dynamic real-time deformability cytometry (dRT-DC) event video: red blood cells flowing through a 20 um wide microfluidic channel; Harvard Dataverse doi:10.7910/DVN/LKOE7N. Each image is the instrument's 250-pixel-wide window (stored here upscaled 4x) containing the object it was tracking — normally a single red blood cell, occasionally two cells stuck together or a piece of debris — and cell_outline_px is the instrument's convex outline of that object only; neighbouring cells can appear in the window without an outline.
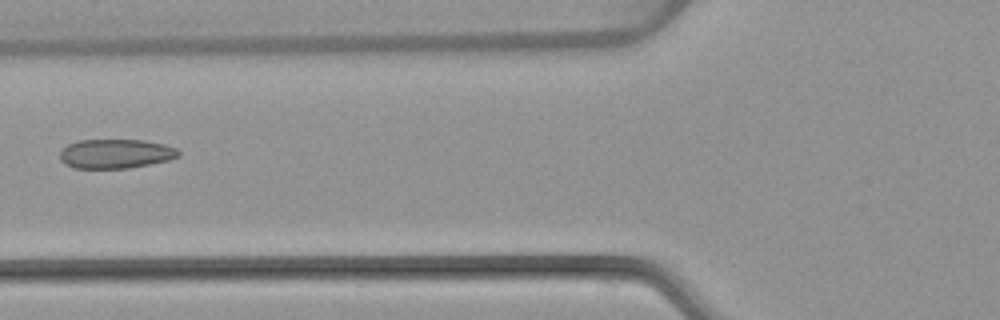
{"species": "common noctule bat (a hibernating species)", "species_latin": "Nyctalus noctula", "temperature_condition": "warm", "stored_images_in_passage": 2, "camera_frame_rate_fps": 3000, "um_per_image_px": 0.085, "animal": {"sex": "female", "body_mass_g": 22.7, "forearm_length_mm": 54.2}, "frame": {"image": 1, "passage_image": 2, "time_ms": 1.0, "image_size_px": [1000, 320], "cell_outline_px": [[180, 156], [168, 160], [128, 168], [76, 168], [64, 164], [60, 160], [60, 152], [68, 144], [80, 140], [144, 140], [164, 144], [176, 148], [180, 152]], "centroid_in_image_um": [9.83, 13.06], "position_along_channel_um": 116.0, "area_um2": 20.17}}